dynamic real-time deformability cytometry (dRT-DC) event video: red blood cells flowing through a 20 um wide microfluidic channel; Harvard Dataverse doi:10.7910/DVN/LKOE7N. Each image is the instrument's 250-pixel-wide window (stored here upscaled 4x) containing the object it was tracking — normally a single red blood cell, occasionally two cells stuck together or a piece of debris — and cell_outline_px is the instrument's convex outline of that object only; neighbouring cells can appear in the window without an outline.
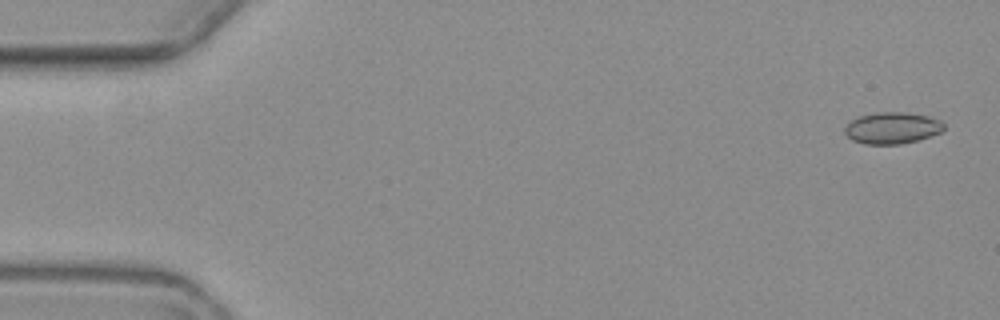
{"species": "common noctule bat (a hibernating species)", "species_latin": "Nyctalus noctula", "temperature_condition": "warm", "stored_images_in_passage": 5, "camera_frame_rate_fps": 3000, "um_per_image_px": 0.085, "animal": {"sex": "female", "body_mass_g": 19.3, "forearm_length_mm": 54.1}, "frame": {"image": 1, "passage_image": 1, "time_ms": 0.0, "image_size_px": [1000, 320], "cell_outline_px": [[944, 128], [940, 132], [920, 140], [900, 144], [864, 144], [852, 140], [844, 132], [844, 128], [852, 120], [860, 116], [876, 112], [904, 112], [928, 116], [940, 120], [944, 124]], "centroid_in_image_um": [75.84, 10.88], "position_along_channel_um": 9.2, "area_um2": 18.21}}
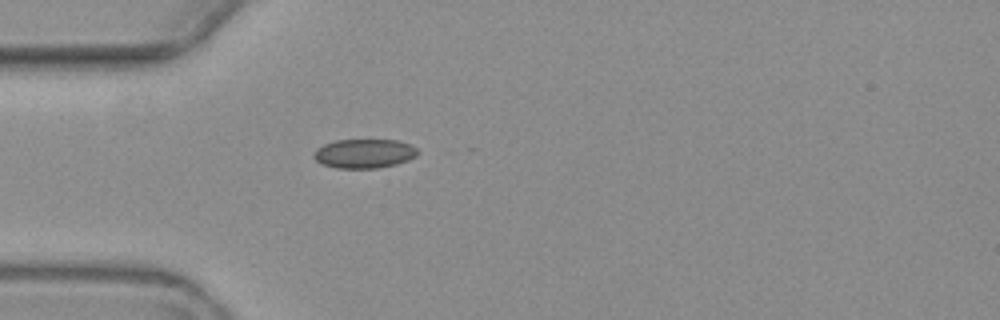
{"frame": {"image": 2, "passage_image": 5, "time_ms": 5.0, "image_size_px": [1000, 320], "cell_outline_px": [[416, 156], [408, 160], [396, 164], [376, 168], [336, 168], [320, 164], [312, 156], [312, 152], [316, 148], [324, 144], [336, 140], [396, 140], [408, 144], [416, 148]], "centroid_in_image_um": [30.88, 13.05], "position_along_channel_um": 54.1, "area_um2": 17.63}}